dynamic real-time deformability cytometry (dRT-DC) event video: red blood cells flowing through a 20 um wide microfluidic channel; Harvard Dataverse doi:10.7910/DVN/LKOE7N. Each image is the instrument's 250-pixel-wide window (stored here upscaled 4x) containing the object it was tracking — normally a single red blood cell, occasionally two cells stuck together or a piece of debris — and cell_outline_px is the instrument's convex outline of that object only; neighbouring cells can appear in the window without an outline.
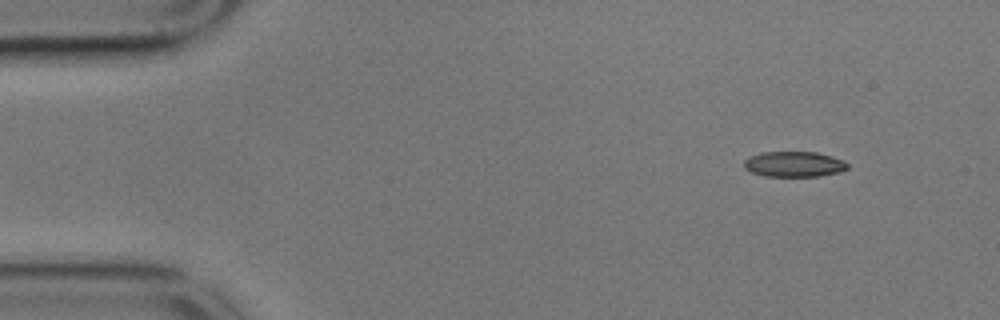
{"species": "common noctule bat (a hibernating species)", "species_latin": "Nyctalus noctula", "temperature_condition": "cold", "stored_images_in_passage": 55, "camera_frame_rate_fps": 3000, "um_per_image_px": 0.085, "animal": {"sex": "male", "body_mass_g": 17.9}, "frame": {"image": 1, "passage_image": 5, "time_ms": 1.333, "image_size_px": [1000, 320], "cell_outline_px": [[848, 168], [840, 172], [820, 176], [764, 176], [752, 172], [744, 168], [744, 160], [748, 156], [764, 152], [816, 152], [832, 156], [844, 160], [848, 164]], "centroid_in_image_um": [67.5, 13.95], "position_along_channel_um": 17.5, "area_um2": 15.43}}
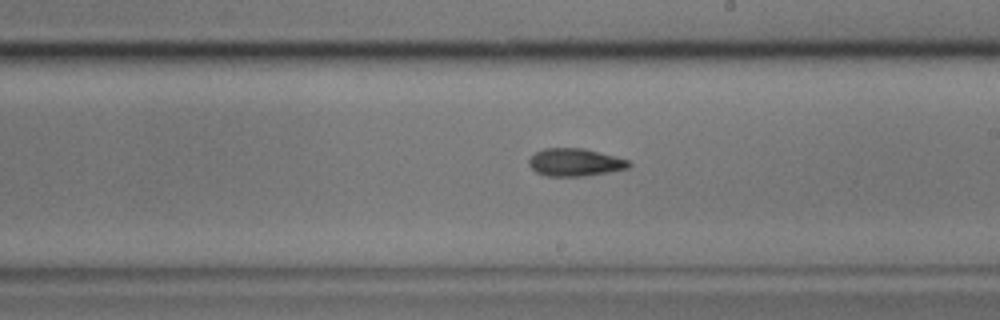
{"frame": {"image": 2, "passage_image": 31, "time_ms": 10.0, "image_size_px": [1000, 320], "cell_outline_px": [[632, 164], [628, 168], [608, 172], [584, 176], [548, 176], [536, 172], [528, 164], [528, 160], [536, 152], [544, 148], [584, 148], [628, 160]], "centroid_in_image_um": [48.86, 13.8], "position_along_channel_um": 240.1, "area_um2": 16.01}}
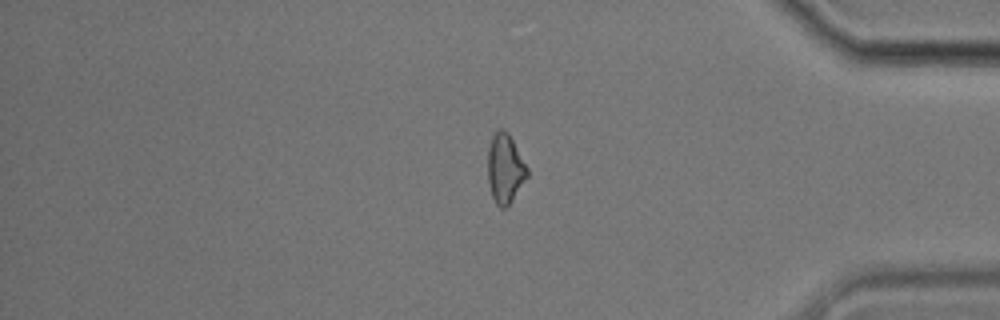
{"frame": {"image": 3, "passage_image": 46, "time_ms": 15.0, "image_size_px": [1000, 320], "cell_outline_px": [[528, 176], [512, 200], [504, 208], [500, 208], [496, 204], [492, 196], [488, 180], [488, 148], [492, 136], [500, 128], [508, 132], [528, 168]], "centroid_in_image_um": [42.93, 14.32], "position_along_channel_um": 392.3, "area_um2": 15.78}, "authors_computed_cell_mechanics": {"area_um2": 16.1262, "velocity_mm_per_s": 3.5666, "shape_relaxation_time_tau1_ms": 7.0561, "shape_relaxation_time_tau2_ms": 3.5318, "deformation_change_tau1": 0.1424, "deformation_change_tau2": 0.1034}}